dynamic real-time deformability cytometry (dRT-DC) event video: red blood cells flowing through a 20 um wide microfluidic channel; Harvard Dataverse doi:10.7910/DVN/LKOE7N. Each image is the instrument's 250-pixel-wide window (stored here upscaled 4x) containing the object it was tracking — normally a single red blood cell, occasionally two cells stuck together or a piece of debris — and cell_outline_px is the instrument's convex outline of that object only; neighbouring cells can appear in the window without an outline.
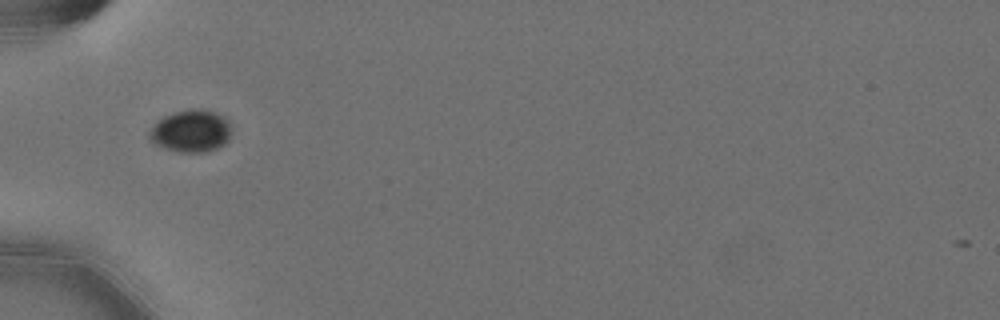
{"species": "Egyptian fruit bat (a non-hibernating species)", "species_latin": "Rousettus aegyptiacus", "temperature_condition": "cold", "stored_images_in_passage": 31, "camera_frame_rate_fps": 3000, "um_per_image_px": 0.085, "animal": {"sex": "female"}, "frame": {"image": 1, "passage_image": 1, "time_ms": 0.0, "image_size_px": [1000, 320], "cell_outline_px": [[232, 128], [228, 140], [224, 144], [216, 148], [204, 152], [176, 152], [164, 148], [156, 144], [148, 136], [148, 132], [164, 116], [172, 112], [188, 108], [200, 108], [224, 116], [228, 120]], "centroid_in_image_um": [16.25, 11.13], "position_along_channel_um": 68.7, "area_um2": 20.29}}
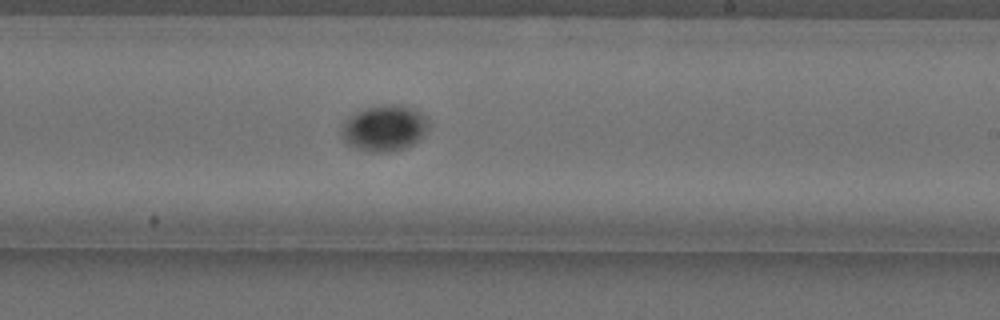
{"frame": {"image": 2, "passage_image": 17, "time_ms": 5.333, "image_size_px": [1000, 320], "cell_outline_px": [[428, 124], [424, 132], [412, 144], [404, 148], [384, 152], [372, 152], [356, 148], [348, 144], [340, 136], [340, 132], [348, 116], [364, 108], [380, 104], [396, 104], [412, 108], [420, 112], [428, 120]], "centroid_in_image_um": [32.62, 10.87], "position_along_channel_um": 256.4, "area_um2": 23.12}}
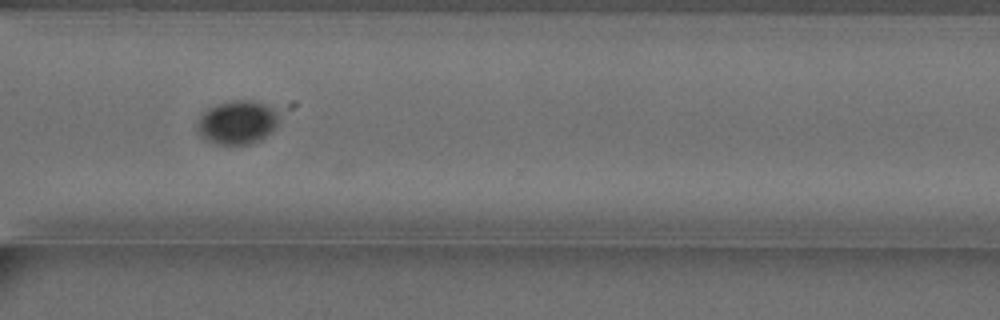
{"frame": {"image": 3, "passage_image": 25, "time_ms": 8.0, "image_size_px": [1000, 320], "cell_outline_px": [[276, 124], [272, 132], [260, 140], [252, 144], [216, 144], [200, 136], [196, 128], [196, 124], [200, 116], [208, 108], [216, 104], [232, 100], [248, 100], [264, 104], [272, 108], [276, 112]], "centroid_in_image_um": [20.12, 10.41], "position_along_channel_um": 350.5, "area_um2": 20.63}}